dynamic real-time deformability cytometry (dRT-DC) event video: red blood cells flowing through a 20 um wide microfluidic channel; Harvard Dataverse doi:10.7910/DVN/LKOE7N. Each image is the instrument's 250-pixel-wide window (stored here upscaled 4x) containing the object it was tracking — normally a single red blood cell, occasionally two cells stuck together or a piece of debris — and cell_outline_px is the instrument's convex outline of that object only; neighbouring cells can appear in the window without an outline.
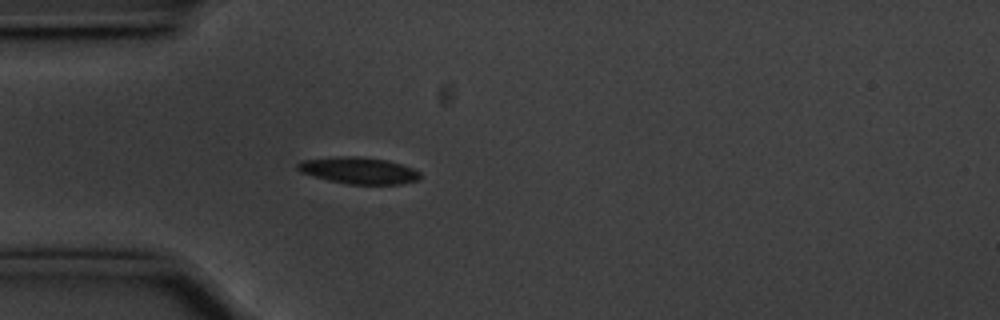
{"species": "common noctule bat (a hibernating species)", "species_latin": "Nyctalus noctula", "temperature_condition": "cold", "stored_images_in_passage": 41, "camera_frame_rate_fps": 3000, "um_per_image_px": 0.085, "animal": {"sex": "male", "body_mass_g": 20.1, "forearm_length_mm": 53.5}, "frame": {"image": 1, "passage_image": 1, "time_ms": 0.0, "image_size_px": [1000, 320], "cell_outline_px": [[420, 176], [416, 180], [400, 184], [348, 184], [328, 180], [300, 172], [296, 168], [296, 164], [300, 160], [336, 156], [356, 156], [388, 160], [412, 168], [420, 172]], "centroid_in_image_um": [30.43, 14.48], "position_along_channel_um": 54.6, "area_um2": 19.02}}
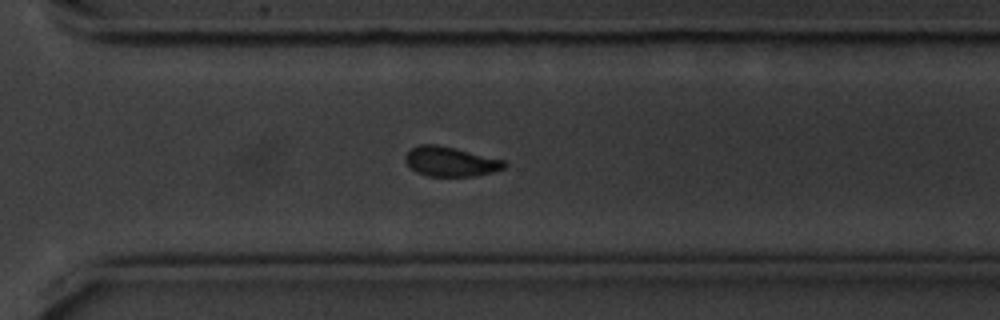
{"frame": {"image": 2, "passage_image": 25, "time_ms": 8.0, "image_size_px": [1000, 320], "cell_outline_px": [[508, 164], [504, 168], [492, 172], [476, 176], [428, 176], [416, 172], [404, 160], [404, 156], [412, 148], [420, 144], [436, 144], [456, 148], [504, 160]], "centroid_in_image_um": [38.3, 13.73], "position_along_channel_um": 332.3, "area_um2": 17.11}}
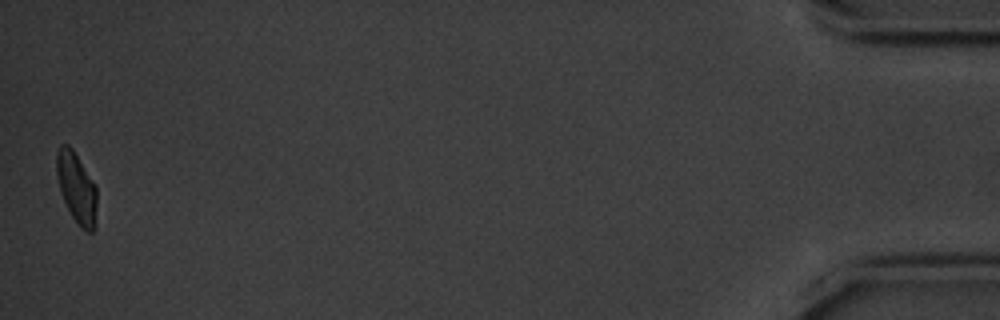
{"frame": {"image": 3, "passage_image": 41, "time_ms": 13.333, "image_size_px": [1000, 320], "cell_outline_px": [[96, 228], [92, 232], [88, 232], [80, 228], [72, 216], [60, 192], [56, 172], [56, 152], [60, 144], [68, 144], [72, 148], [96, 184]], "centroid_in_image_um": [6.51, 15.96], "position_along_channel_um": 428.7, "area_um2": 16.82}, "authors_computed_cell_mechanics": {"area_um2": 18.0336, "velocity_mm_per_s": 3.5433, "shape_relaxation_time_tau1_ms": 3.2503, "shape_relaxation_time_tau2_ms": 5.1824, "deformation_change_tau1": 0.0929, "deformation_change_tau2": 0.1088}}